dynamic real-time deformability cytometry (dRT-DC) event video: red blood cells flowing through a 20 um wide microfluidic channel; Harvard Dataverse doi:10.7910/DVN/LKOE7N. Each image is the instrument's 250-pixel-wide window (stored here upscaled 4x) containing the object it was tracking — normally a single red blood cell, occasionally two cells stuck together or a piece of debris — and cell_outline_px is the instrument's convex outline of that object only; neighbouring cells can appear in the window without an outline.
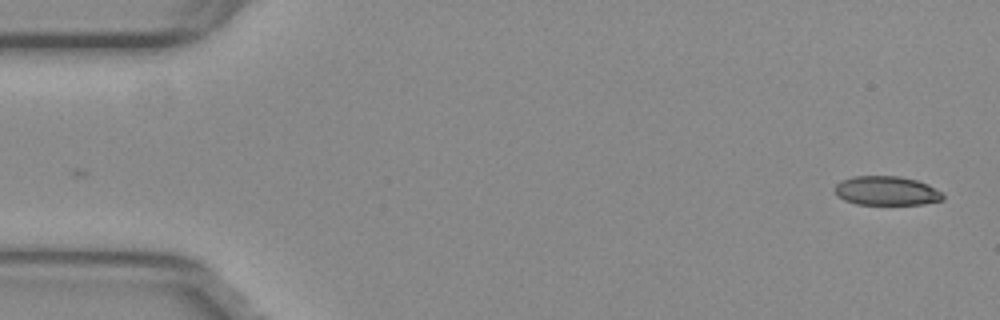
{"species": "common noctule bat (a hibernating species)", "species_latin": "Nyctalus noctula", "temperature_condition": "warm", "stored_images_in_passage": 53, "camera_frame_rate_fps": 3000, "um_per_image_px": 0.085, "animal": {"sex": "female", "body_mass_g": 29.2, "forearm_length_mm": 56.3}, "frame": {"image": 1, "passage_image": 1, "time_ms": 0.0, "image_size_px": [1000, 320], "cell_outline_px": [[944, 200], [924, 204], [856, 204], [844, 200], [836, 192], [836, 184], [840, 180], [852, 176], [900, 176], [916, 180], [928, 184], [940, 192], [944, 196]], "centroid_in_image_um": [75.36, 16.21], "position_along_channel_um": 9.6, "area_um2": 18.26}}
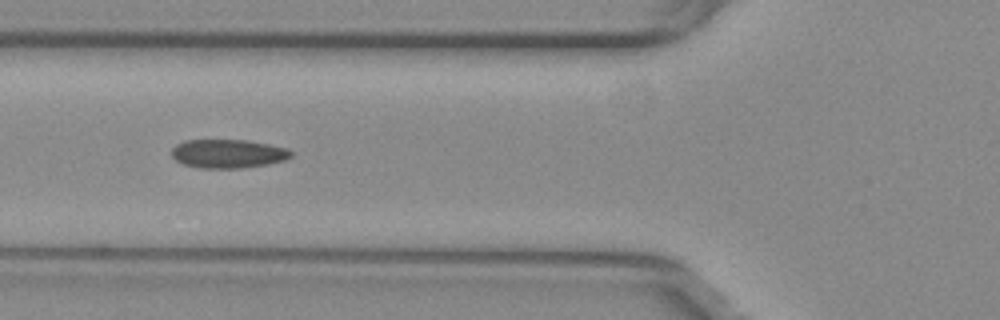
{"frame": {"image": 2, "passage_image": 19, "time_ms": 6.0, "image_size_px": [1000, 320], "cell_outline_px": [[292, 156], [284, 160], [268, 164], [244, 168], [200, 168], [184, 164], [176, 160], [172, 156], [172, 148], [176, 144], [184, 140], [248, 140], [288, 148], [292, 152]], "centroid_in_image_um": [19.39, 13.06], "position_along_channel_um": 106.4, "area_um2": 20.06}}
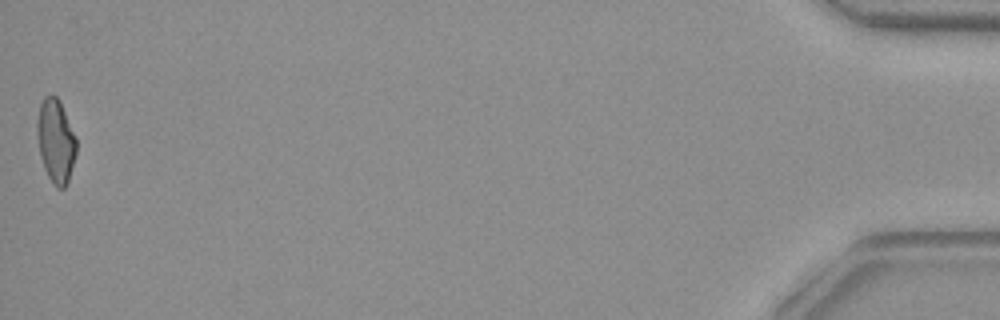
{"frame": {"image": 3, "passage_image": 53, "time_ms": 17.333, "image_size_px": [1000, 320], "cell_outline_px": [[76, 152], [68, 180], [64, 188], [56, 188], [52, 184], [44, 168], [40, 156], [36, 128], [36, 124], [40, 104], [44, 96], [56, 96], [60, 100], [76, 136]], "centroid_in_image_um": [4.73, 11.97], "position_along_channel_um": 430.5, "area_um2": 19.13}, "authors_computed_cell_mechanics": {"area_um2": 19.7098, "velocity_mm_per_s": 3.8058, "shape_relaxation_time_tau1_ms": null, "shape_relaxation_time_tau2_ms": 1.7265, "deformation_change_tau1": null, "deformation_change_tau2": 0.0726}}